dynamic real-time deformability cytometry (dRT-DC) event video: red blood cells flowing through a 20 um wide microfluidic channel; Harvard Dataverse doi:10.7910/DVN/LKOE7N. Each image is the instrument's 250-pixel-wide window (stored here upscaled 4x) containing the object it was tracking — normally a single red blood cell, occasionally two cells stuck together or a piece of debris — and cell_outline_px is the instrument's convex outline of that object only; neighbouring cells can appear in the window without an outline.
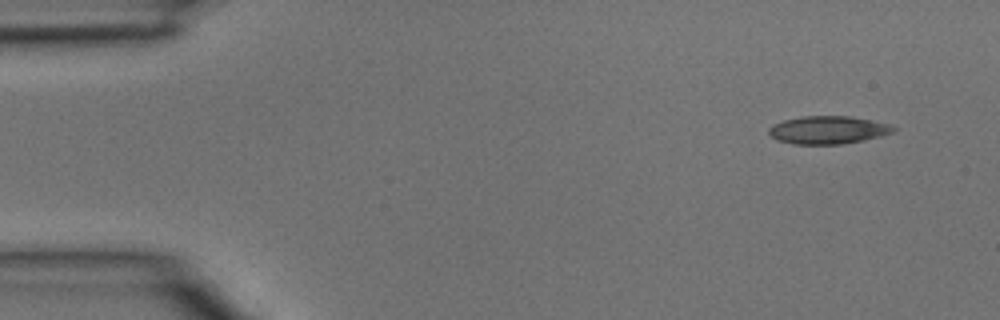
{"species": "common noctule bat (a hibernating species)", "species_latin": "Nyctalus noctula", "temperature_condition": "room temperature", "stored_images_in_passage": 4, "camera_frame_rate_fps": 3000, "um_per_image_px": 0.085, "animal": {"sex": "male", "body_mass_g": 15.6}, "frame": {"image": 1, "passage_image": 1, "time_ms": 0.0, "image_size_px": [1000, 320], "cell_outline_px": [[896, 132], [864, 140], [840, 144], [792, 144], [776, 140], [768, 132], [768, 128], [772, 124], [784, 120], [804, 116], [848, 116], [888, 124], [896, 128]], "centroid_in_image_um": [70.35, 11.05], "position_along_channel_um": 14.7, "area_um2": 20.17}}
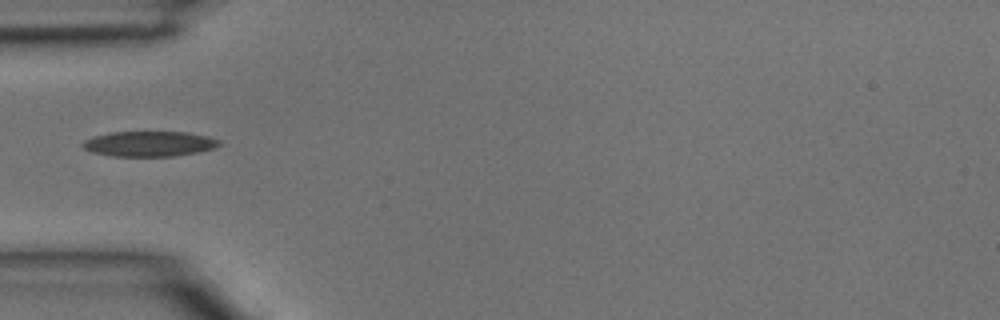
{"frame": {"image": 2, "passage_image": 4, "time_ms": 1.0, "image_size_px": [1000, 320], "cell_outline_px": [[220, 144], [216, 148], [200, 152], [172, 156], [112, 156], [92, 152], [84, 148], [80, 144], [84, 140], [92, 136], [108, 132], [188, 132], [208, 136], [220, 140]], "centroid_in_image_um": [12.68, 12.22], "position_along_channel_um": 72.3, "area_um2": 20.29}}